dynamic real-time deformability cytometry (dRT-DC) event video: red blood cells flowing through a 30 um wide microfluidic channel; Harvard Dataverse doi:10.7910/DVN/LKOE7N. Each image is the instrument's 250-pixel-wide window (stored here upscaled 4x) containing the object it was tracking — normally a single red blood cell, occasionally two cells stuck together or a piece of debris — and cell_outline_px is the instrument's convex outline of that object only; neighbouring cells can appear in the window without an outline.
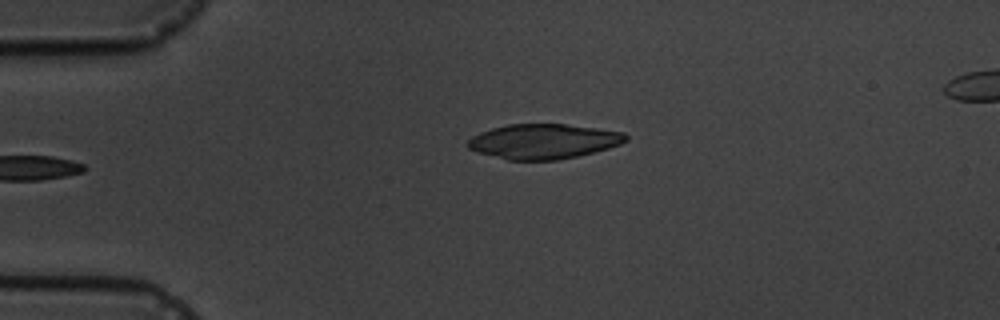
{"species": "common noctule bat (a hibernating species)", "species_latin": "Nyctalus noctula", "temperature_condition": "cold", "stored_images_in_passage": 6, "camera_frame_rate_fps": 3000, "um_per_image_px": 0.085, "animal": {"sex": "male", "body_mass_g": 19.5, "forearm_length_mm": 54.6}, "frame": {"image": 1, "passage_image": 6, "time_ms": 5.667, "image_size_px": [1000, 320], "cell_outline_px": [[628, 140], [620, 144], [608, 148], [576, 156], [556, 160], [508, 160], [476, 152], [468, 148], [468, 140], [472, 136], [480, 132], [492, 128], [508, 124], [564, 124], [596, 128], [624, 132], [628, 136]], "centroid_in_image_um": [46.18, 12.01], "position_along_channel_um": 38.8, "area_um2": 32.02}}